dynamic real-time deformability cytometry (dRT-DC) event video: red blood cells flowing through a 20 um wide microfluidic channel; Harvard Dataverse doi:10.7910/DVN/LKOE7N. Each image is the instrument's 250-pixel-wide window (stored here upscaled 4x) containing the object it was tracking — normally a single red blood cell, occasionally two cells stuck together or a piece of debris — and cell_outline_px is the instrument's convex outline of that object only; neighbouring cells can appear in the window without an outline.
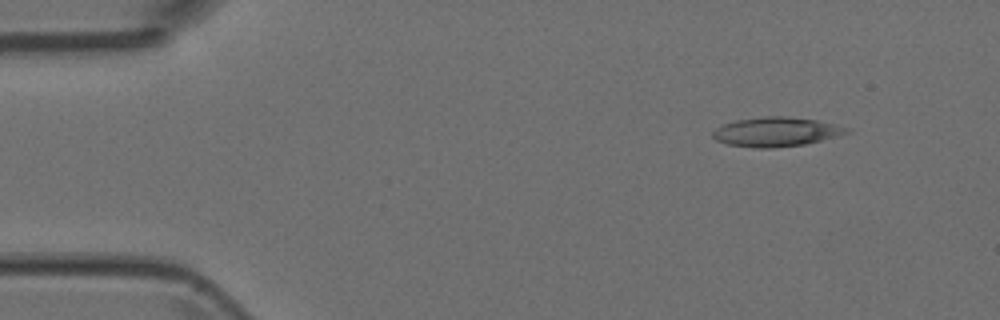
{"species": "Egyptian fruit bat (a non-hibernating species)", "species_latin": "Rousettus aegyptiacus", "temperature_condition": "room temperature", "stored_images_in_passage": 5, "camera_frame_rate_fps": 3000, "um_per_image_px": 0.085, "animal": {"sex": "female"}, "frame": {"image": 1, "passage_image": 2, "time_ms": 0.333, "image_size_px": [1000, 320], "cell_outline_px": [[852, 132], [804, 144], [772, 148], [756, 148], [728, 144], [716, 140], [712, 136], [712, 132], [716, 128], [724, 124], [736, 120], [764, 116], [788, 116], [816, 120], [836, 124], [852, 128]], "centroid_in_image_um": [66.0, 11.2], "position_along_channel_um": 19.0, "area_um2": 22.89}}